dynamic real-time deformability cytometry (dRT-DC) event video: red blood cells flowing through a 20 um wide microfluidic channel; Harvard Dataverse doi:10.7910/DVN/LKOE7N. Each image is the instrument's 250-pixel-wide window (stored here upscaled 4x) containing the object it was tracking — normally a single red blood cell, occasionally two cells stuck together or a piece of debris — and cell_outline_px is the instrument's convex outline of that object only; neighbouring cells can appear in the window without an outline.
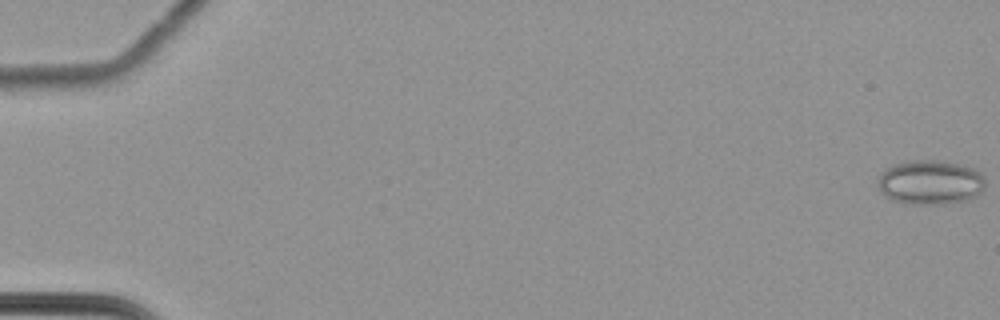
{"species": "common noctule bat (a hibernating species)", "species_latin": "Nyctalus noctula", "temperature_condition": "cold", "stored_images_in_passage": 57, "camera_frame_rate_fps": 3000, "um_per_image_px": 0.085, "animal": {"sex": "female", "body_mass_g": 22.7, "forearm_length_mm": 54.2}, "frame": {"image": 1, "passage_image": 1, "time_ms": 0.0, "image_size_px": [1000, 320], "cell_outline_px": [[984, 188], [976, 196], [964, 200], [944, 204], [904, 204], [892, 200], [884, 196], [880, 192], [876, 180], [880, 172], [884, 168], [892, 164], [904, 160], [940, 160], [960, 164], [972, 168], [980, 172], [984, 176]], "centroid_in_image_um": [79.0, 15.48], "position_along_channel_um": 6.0, "area_um2": 28.44}}
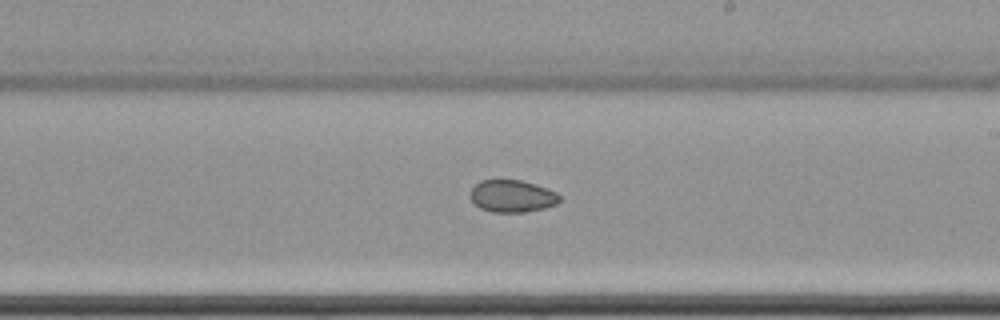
{"frame": {"image": 2, "passage_image": 39, "time_ms": 12.667, "image_size_px": [1000, 320], "cell_outline_px": [[560, 200], [556, 204], [544, 208], [524, 212], [492, 212], [480, 208], [468, 196], [468, 192], [480, 180], [520, 180], [556, 192], [560, 196]], "centroid_in_image_um": [43.48, 16.67], "position_along_channel_um": 245.5, "area_um2": 16.65}}
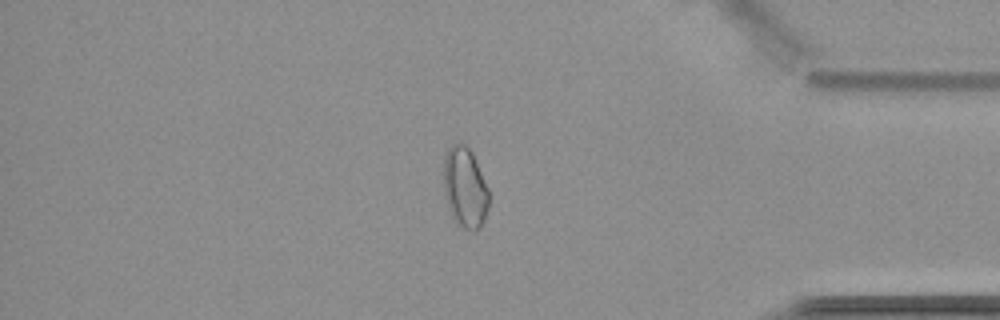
{"frame": {"image": 3, "passage_image": 54, "time_ms": 17.667, "image_size_px": [1000, 320], "cell_outline_px": [[488, 208], [484, 220], [480, 228], [476, 232], [472, 232], [456, 224], [448, 208], [444, 196], [444, 156], [448, 148], [456, 140], [464, 144], [472, 152], [488, 188]], "centroid_in_image_um": [39.51, 15.96], "position_along_channel_um": 395.7, "area_um2": 21.56}}